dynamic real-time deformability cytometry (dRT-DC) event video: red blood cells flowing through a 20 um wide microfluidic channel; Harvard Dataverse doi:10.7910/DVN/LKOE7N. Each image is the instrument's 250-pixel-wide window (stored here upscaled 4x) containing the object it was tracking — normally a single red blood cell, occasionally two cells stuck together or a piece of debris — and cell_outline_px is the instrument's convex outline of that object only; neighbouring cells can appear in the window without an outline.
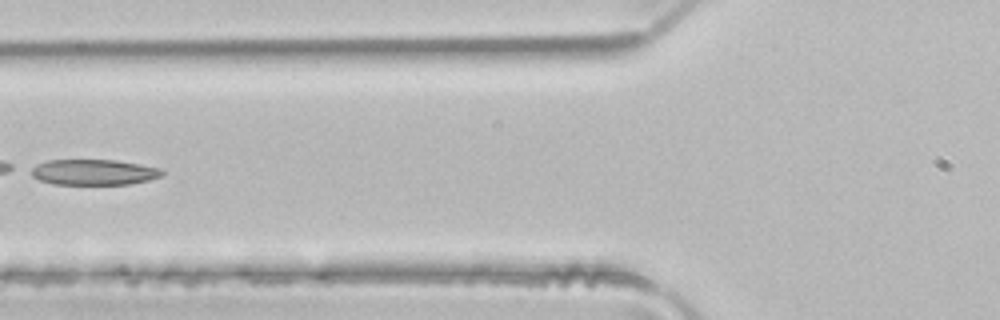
{"species": "common noctule bat (a hibernating species)", "species_latin": "Nyctalus noctula", "temperature_condition": "room temperature", "stored_images_in_passage": 3, "camera_frame_rate_fps": 3000, "um_per_image_px": 0.085, "animal": {"sex": "male", "body_mass_g": 21.5, "forearm_length_mm": 52.0}, "frame": {"image": 1, "passage_image": 3, "time_ms": 0.667, "image_size_px": [1000, 320], "cell_outline_px": [[164, 176], [148, 180], [128, 184], [52, 184], [40, 180], [32, 176], [28, 168], [36, 164], [48, 160], [116, 160], [140, 164], [160, 168], [164, 172]], "centroid_in_image_um": [7.95, 14.63], "position_along_channel_um": 117.9, "area_um2": 19.71}}